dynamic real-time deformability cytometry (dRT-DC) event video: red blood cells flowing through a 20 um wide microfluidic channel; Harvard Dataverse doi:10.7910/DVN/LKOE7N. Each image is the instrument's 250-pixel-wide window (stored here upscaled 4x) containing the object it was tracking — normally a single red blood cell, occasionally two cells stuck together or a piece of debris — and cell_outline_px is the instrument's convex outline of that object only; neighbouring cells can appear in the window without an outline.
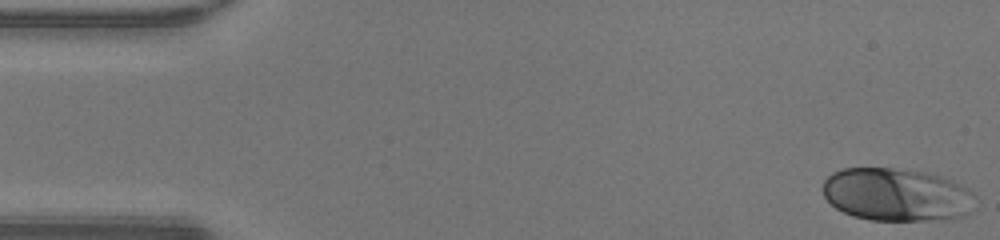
{"species": "human", "species_latin": "Homo sapiens", "temperature_condition": "warm", "stored_images_in_passage": 44, "camera_frame_rate_fps": 3000, "um_per_image_px": 0.085, "donor": {"sex": "male"}, "frame": {"image": 1, "passage_image": 1, "time_ms": 0.0, "image_size_px": [1000, 240], "cell_outline_px": [[980, 200], [964, 216], [924, 220], [872, 220], [852, 216], [836, 208], [824, 196], [824, 180], [832, 172], [840, 168], [892, 168], [924, 172], [940, 176], [960, 184], [968, 188]], "centroid_in_image_um": [76.23, 16.54], "position_along_channel_um": 8.8, "area_um2": 47.11}}
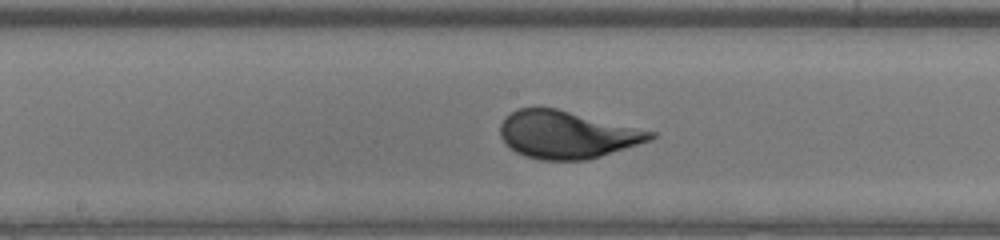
{"frame": {"image": 2, "passage_image": 24, "time_ms": 7.667, "image_size_px": [1000, 240], "cell_outline_px": [[656, 136], [652, 140], [588, 160], [540, 160], [524, 156], [516, 152], [504, 144], [500, 136], [500, 124], [516, 108], [556, 108], [656, 132]], "centroid_in_image_um": [48.18, 11.46], "position_along_channel_um": 200.0, "area_um2": 41.56}}
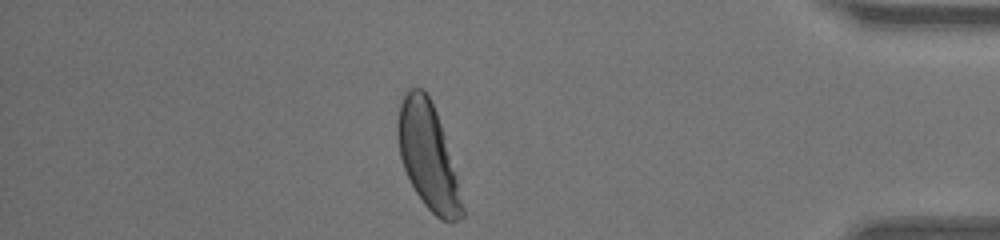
{"frame": {"image": 3, "passage_image": 41, "time_ms": 13.333, "image_size_px": [1000, 240], "cell_outline_px": [[464, 216], [452, 224], [440, 220], [424, 204], [416, 192], [404, 168], [400, 156], [396, 132], [396, 124], [400, 104], [408, 88], [424, 88], [436, 112], [440, 124], [456, 176], [464, 208]], "centroid_in_image_um": [36.36, 13.3], "position_along_channel_um": 398.8, "area_um2": 39.19}}